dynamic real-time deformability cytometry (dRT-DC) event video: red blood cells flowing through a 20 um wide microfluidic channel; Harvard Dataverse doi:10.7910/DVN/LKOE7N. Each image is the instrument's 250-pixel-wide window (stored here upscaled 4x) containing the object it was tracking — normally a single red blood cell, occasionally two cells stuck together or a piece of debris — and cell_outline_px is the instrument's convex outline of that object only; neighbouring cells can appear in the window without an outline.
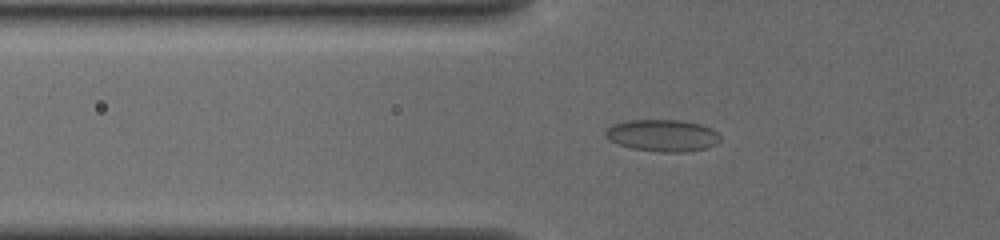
{"species": "common noctule bat (a hibernating species)", "species_latin": "Nyctalus noctula", "temperature_condition": "cold", "stored_images_in_passage": 52, "camera_frame_rate_fps": 3000, "um_per_image_px": 0.085, "animal": {"sex": "female", "body_mass_g": 19.5, "forearm_length_mm": 54.1}, "frame": {"image": 1, "passage_image": 20, "time_ms": 6.333, "image_size_px": [1000, 240], "cell_outline_px": [[720, 140], [716, 144], [708, 148], [684, 152], [660, 152], [632, 148], [620, 144], [604, 136], [604, 132], [612, 124], [628, 120], [680, 120], [700, 124], [712, 128], [720, 136]], "centroid_in_image_um": [56.34, 11.51], "position_along_channel_um": 69.5, "area_um2": 21.33}}
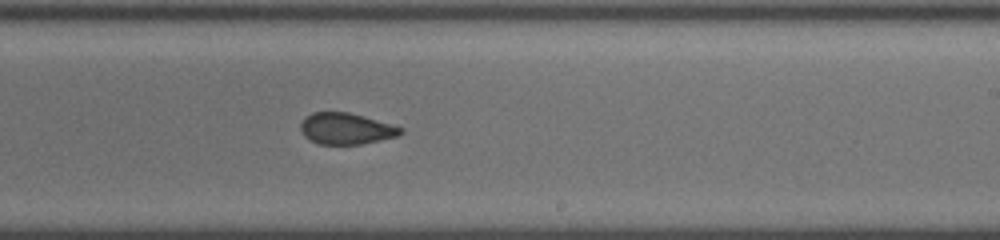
{"frame": {"image": 2, "passage_image": 35, "time_ms": 11.333, "image_size_px": [1000, 240], "cell_outline_px": [[404, 132], [400, 136], [360, 144], [316, 144], [308, 140], [304, 136], [300, 128], [300, 124], [312, 112], [348, 112], [364, 116], [404, 128]], "centroid_in_image_um": [29.43, 10.94], "position_along_channel_um": 259.6, "area_um2": 18.32}}
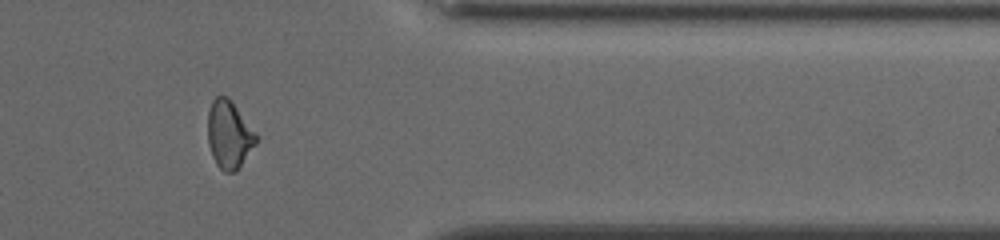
{"frame": {"image": 3, "passage_image": 46, "time_ms": 15.0, "image_size_px": [1000, 240], "cell_outline_px": [[256, 144], [236, 172], [224, 172], [216, 164], [212, 156], [208, 144], [208, 112], [212, 100], [216, 96], [228, 96], [256, 132]], "centroid_in_image_um": [19.46, 11.44], "position_along_channel_um": 391.9, "area_um2": 19.13}}